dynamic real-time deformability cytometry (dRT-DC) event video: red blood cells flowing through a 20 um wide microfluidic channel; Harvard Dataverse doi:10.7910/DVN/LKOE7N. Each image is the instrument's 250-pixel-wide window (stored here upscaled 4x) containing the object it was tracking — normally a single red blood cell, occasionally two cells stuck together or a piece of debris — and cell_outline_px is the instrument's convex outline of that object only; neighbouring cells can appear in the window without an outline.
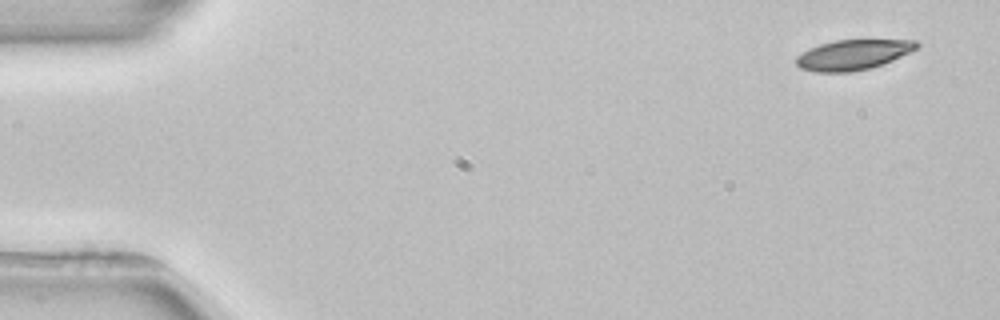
{"species": "common noctule bat (a hibernating species)", "species_latin": "Nyctalus noctula", "temperature_condition": "room temperature", "stored_images_in_passage": 4, "camera_frame_rate_fps": 3000, "um_per_image_px": 0.085, "animal": {"sex": "female", "body_mass_g": 22.7, "forearm_length_mm": 54.2}, "frame": {"image": 1, "passage_image": 1, "time_ms": 0.0, "image_size_px": [1000, 320], "cell_outline_px": [[920, 48], [884, 64], [868, 68], [848, 72], [816, 72], [800, 68], [796, 64], [796, 56], [808, 48], [820, 44], [836, 40], [916, 40], [920, 44]], "centroid_in_image_um": [72.53, 4.65], "position_along_channel_um": 12.5, "area_um2": 21.27}}
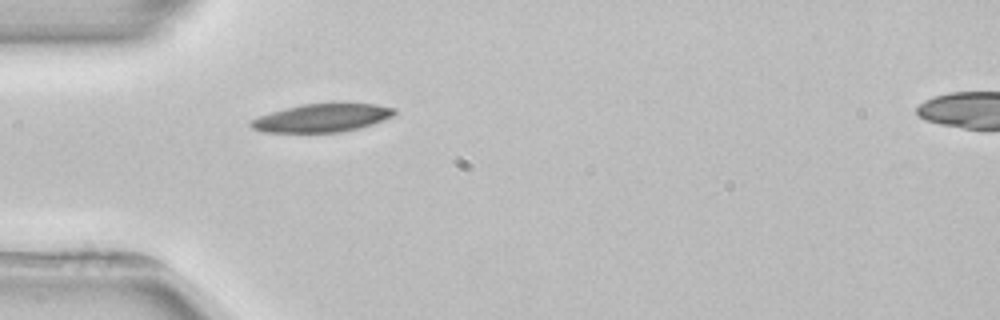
{"frame": {"image": 2, "passage_image": 4, "time_ms": 4.333, "image_size_px": [1000, 320], "cell_outline_px": [[396, 112], [392, 116], [384, 120], [360, 128], [340, 132], [260, 132], [252, 128], [248, 124], [248, 120], [284, 108], [304, 104], [376, 104], [396, 108]], "centroid_in_image_um": [27.34, 10.03], "position_along_channel_um": 57.7, "area_um2": 23.47}}